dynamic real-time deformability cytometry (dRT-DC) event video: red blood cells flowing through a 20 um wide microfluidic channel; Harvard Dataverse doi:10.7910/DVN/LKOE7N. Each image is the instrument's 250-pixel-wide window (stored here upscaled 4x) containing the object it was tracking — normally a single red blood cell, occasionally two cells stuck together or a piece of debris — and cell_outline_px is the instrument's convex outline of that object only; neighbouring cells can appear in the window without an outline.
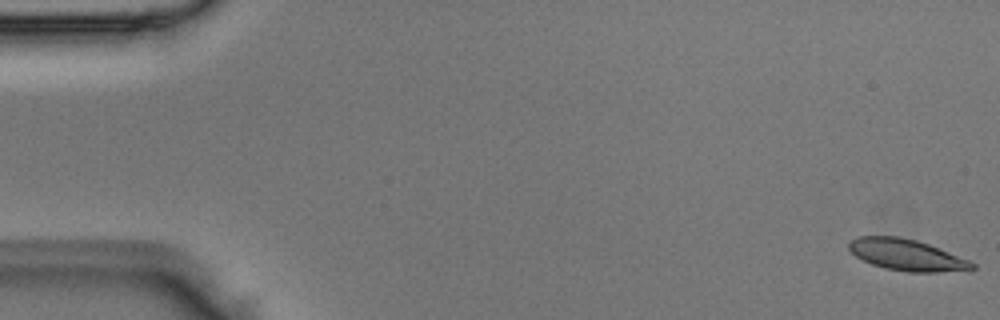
{"species": "Egyptian fruit bat (a non-hibernating species)", "species_latin": "Rousettus aegyptiacus", "temperature_condition": "room temperature", "stored_images_in_passage": 16, "camera_frame_rate_fps": 3000, "um_per_image_px": 0.085, "animal": {"sex": "male"}, "frame": {"image": 1, "passage_image": 1, "time_ms": 0.0, "image_size_px": [1000, 320], "cell_outline_px": [[976, 268], [936, 272], [908, 272], [884, 268], [872, 264], [856, 256], [848, 248], [848, 244], [856, 236], [900, 236], [916, 240], [928, 244], [968, 260], [976, 264]], "centroid_in_image_um": [77.02, 21.66], "position_along_channel_um": 8.0, "area_um2": 22.2}}
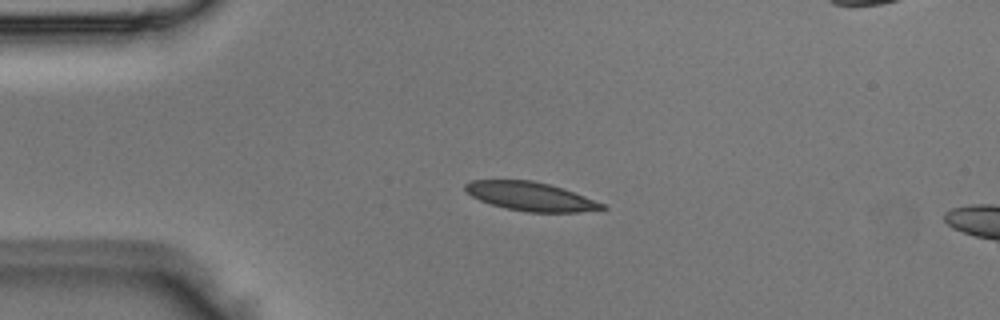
{"frame": {"image": 2, "passage_image": 12, "time_ms": 3.667, "image_size_px": [1000, 320], "cell_outline_px": [[608, 208], [580, 212], [528, 212], [508, 208], [492, 204], [480, 200], [472, 196], [464, 188], [464, 184], [472, 180], [532, 180], [548, 184], [584, 196], [604, 204]], "centroid_in_image_um": [45.09, 16.69], "position_along_channel_um": 39.9, "area_um2": 22.48}}